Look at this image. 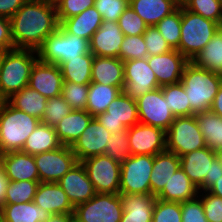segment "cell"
I'll use <instances>...</instances> for the list:
<instances>
[{"mask_svg": "<svg viewBox=\"0 0 222 222\" xmlns=\"http://www.w3.org/2000/svg\"><path fill=\"white\" fill-rule=\"evenodd\" d=\"M179 168L180 158L173 152L165 150L153 156L150 176L151 195L157 196Z\"/></svg>", "mask_w": 222, "mask_h": 222, "instance_id": "cell-26", "label": "cell"}, {"mask_svg": "<svg viewBox=\"0 0 222 222\" xmlns=\"http://www.w3.org/2000/svg\"><path fill=\"white\" fill-rule=\"evenodd\" d=\"M102 21V16L93 6L78 15L64 19L59 26L68 34L90 41L94 32L100 28Z\"/></svg>", "mask_w": 222, "mask_h": 222, "instance_id": "cell-28", "label": "cell"}, {"mask_svg": "<svg viewBox=\"0 0 222 222\" xmlns=\"http://www.w3.org/2000/svg\"><path fill=\"white\" fill-rule=\"evenodd\" d=\"M216 159L222 164V148H218L215 150Z\"/></svg>", "mask_w": 222, "mask_h": 222, "instance_id": "cell-60", "label": "cell"}, {"mask_svg": "<svg viewBox=\"0 0 222 222\" xmlns=\"http://www.w3.org/2000/svg\"><path fill=\"white\" fill-rule=\"evenodd\" d=\"M95 118L112 134L124 131L139 123L136 100L121 92L106 111Z\"/></svg>", "mask_w": 222, "mask_h": 222, "instance_id": "cell-13", "label": "cell"}, {"mask_svg": "<svg viewBox=\"0 0 222 222\" xmlns=\"http://www.w3.org/2000/svg\"><path fill=\"white\" fill-rule=\"evenodd\" d=\"M180 158V167L199 191L210 188L212 162L216 159L215 151L204 147Z\"/></svg>", "mask_w": 222, "mask_h": 222, "instance_id": "cell-15", "label": "cell"}, {"mask_svg": "<svg viewBox=\"0 0 222 222\" xmlns=\"http://www.w3.org/2000/svg\"><path fill=\"white\" fill-rule=\"evenodd\" d=\"M153 156L131 155L121 164L119 194L151 195Z\"/></svg>", "mask_w": 222, "mask_h": 222, "instance_id": "cell-9", "label": "cell"}, {"mask_svg": "<svg viewBox=\"0 0 222 222\" xmlns=\"http://www.w3.org/2000/svg\"><path fill=\"white\" fill-rule=\"evenodd\" d=\"M95 0H54L59 24L67 18L93 7Z\"/></svg>", "mask_w": 222, "mask_h": 222, "instance_id": "cell-48", "label": "cell"}, {"mask_svg": "<svg viewBox=\"0 0 222 222\" xmlns=\"http://www.w3.org/2000/svg\"><path fill=\"white\" fill-rule=\"evenodd\" d=\"M57 183L67 194L74 207L87 202L96 194L93 183L89 180L87 171L81 162H77Z\"/></svg>", "mask_w": 222, "mask_h": 222, "instance_id": "cell-20", "label": "cell"}, {"mask_svg": "<svg viewBox=\"0 0 222 222\" xmlns=\"http://www.w3.org/2000/svg\"><path fill=\"white\" fill-rule=\"evenodd\" d=\"M148 56L164 54L172 50L155 26L147 27L143 33Z\"/></svg>", "mask_w": 222, "mask_h": 222, "instance_id": "cell-50", "label": "cell"}, {"mask_svg": "<svg viewBox=\"0 0 222 222\" xmlns=\"http://www.w3.org/2000/svg\"><path fill=\"white\" fill-rule=\"evenodd\" d=\"M28 86L47 99L60 96L63 87L60 66L38 58L31 69Z\"/></svg>", "mask_w": 222, "mask_h": 222, "instance_id": "cell-18", "label": "cell"}, {"mask_svg": "<svg viewBox=\"0 0 222 222\" xmlns=\"http://www.w3.org/2000/svg\"><path fill=\"white\" fill-rule=\"evenodd\" d=\"M94 117L86 110H72L55 127L58 139L64 146H72Z\"/></svg>", "mask_w": 222, "mask_h": 222, "instance_id": "cell-29", "label": "cell"}, {"mask_svg": "<svg viewBox=\"0 0 222 222\" xmlns=\"http://www.w3.org/2000/svg\"><path fill=\"white\" fill-rule=\"evenodd\" d=\"M222 176V164L217 159L212 162L210 187Z\"/></svg>", "mask_w": 222, "mask_h": 222, "instance_id": "cell-57", "label": "cell"}, {"mask_svg": "<svg viewBox=\"0 0 222 222\" xmlns=\"http://www.w3.org/2000/svg\"><path fill=\"white\" fill-rule=\"evenodd\" d=\"M207 191L222 198V176Z\"/></svg>", "mask_w": 222, "mask_h": 222, "instance_id": "cell-59", "label": "cell"}, {"mask_svg": "<svg viewBox=\"0 0 222 222\" xmlns=\"http://www.w3.org/2000/svg\"><path fill=\"white\" fill-rule=\"evenodd\" d=\"M131 155H151L166 150V132L158 127L137 123L128 128Z\"/></svg>", "mask_w": 222, "mask_h": 222, "instance_id": "cell-16", "label": "cell"}, {"mask_svg": "<svg viewBox=\"0 0 222 222\" xmlns=\"http://www.w3.org/2000/svg\"><path fill=\"white\" fill-rule=\"evenodd\" d=\"M204 147L206 142L195 115L175 117L166 131V150L181 157Z\"/></svg>", "mask_w": 222, "mask_h": 222, "instance_id": "cell-7", "label": "cell"}, {"mask_svg": "<svg viewBox=\"0 0 222 222\" xmlns=\"http://www.w3.org/2000/svg\"><path fill=\"white\" fill-rule=\"evenodd\" d=\"M40 181H10L6 189L5 204L32 202Z\"/></svg>", "mask_w": 222, "mask_h": 222, "instance_id": "cell-40", "label": "cell"}, {"mask_svg": "<svg viewBox=\"0 0 222 222\" xmlns=\"http://www.w3.org/2000/svg\"><path fill=\"white\" fill-rule=\"evenodd\" d=\"M40 182L57 183L77 162L70 146L34 155Z\"/></svg>", "mask_w": 222, "mask_h": 222, "instance_id": "cell-12", "label": "cell"}, {"mask_svg": "<svg viewBox=\"0 0 222 222\" xmlns=\"http://www.w3.org/2000/svg\"><path fill=\"white\" fill-rule=\"evenodd\" d=\"M118 25L125 36L143 35L148 27L130 5L119 17Z\"/></svg>", "mask_w": 222, "mask_h": 222, "instance_id": "cell-47", "label": "cell"}, {"mask_svg": "<svg viewBox=\"0 0 222 222\" xmlns=\"http://www.w3.org/2000/svg\"><path fill=\"white\" fill-rule=\"evenodd\" d=\"M41 120L0 101V153L22 151L28 136Z\"/></svg>", "mask_w": 222, "mask_h": 222, "instance_id": "cell-4", "label": "cell"}, {"mask_svg": "<svg viewBox=\"0 0 222 222\" xmlns=\"http://www.w3.org/2000/svg\"><path fill=\"white\" fill-rule=\"evenodd\" d=\"M122 91L116 86L103 85L101 83L91 82L89 84L88 98L86 111L91 116L104 113L109 104L120 94Z\"/></svg>", "mask_w": 222, "mask_h": 222, "instance_id": "cell-35", "label": "cell"}, {"mask_svg": "<svg viewBox=\"0 0 222 222\" xmlns=\"http://www.w3.org/2000/svg\"><path fill=\"white\" fill-rule=\"evenodd\" d=\"M33 202L51 215L74 213V206L58 183L40 182Z\"/></svg>", "mask_w": 222, "mask_h": 222, "instance_id": "cell-23", "label": "cell"}, {"mask_svg": "<svg viewBox=\"0 0 222 222\" xmlns=\"http://www.w3.org/2000/svg\"><path fill=\"white\" fill-rule=\"evenodd\" d=\"M159 88L157 78L147 62L142 59L124 61V87L122 92L137 99L140 96Z\"/></svg>", "mask_w": 222, "mask_h": 222, "instance_id": "cell-14", "label": "cell"}, {"mask_svg": "<svg viewBox=\"0 0 222 222\" xmlns=\"http://www.w3.org/2000/svg\"><path fill=\"white\" fill-rule=\"evenodd\" d=\"M91 82L116 86L122 91L124 87V61L120 58L94 56Z\"/></svg>", "mask_w": 222, "mask_h": 222, "instance_id": "cell-24", "label": "cell"}, {"mask_svg": "<svg viewBox=\"0 0 222 222\" xmlns=\"http://www.w3.org/2000/svg\"><path fill=\"white\" fill-rule=\"evenodd\" d=\"M14 48L11 38L10 19L0 16V50L8 51Z\"/></svg>", "mask_w": 222, "mask_h": 222, "instance_id": "cell-53", "label": "cell"}, {"mask_svg": "<svg viewBox=\"0 0 222 222\" xmlns=\"http://www.w3.org/2000/svg\"><path fill=\"white\" fill-rule=\"evenodd\" d=\"M93 58L94 55L89 52L63 62L60 65L63 81L90 84Z\"/></svg>", "mask_w": 222, "mask_h": 222, "instance_id": "cell-34", "label": "cell"}, {"mask_svg": "<svg viewBox=\"0 0 222 222\" xmlns=\"http://www.w3.org/2000/svg\"><path fill=\"white\" fill-rule=\"evenodd\" d=\"M96 193L119 194L121 165L105 154L81 161Z\"/></svg>", "mask_w": 222, "mask_h": 222, "instance_id": "cell-10", "label": "cell"}, {"mask_svg": "<svg viewBox=\"0 0 222 222\" xmlns=\"http://www.w3.org/2000/svg\"><path fill=\"white\" fill-rule=\"evenodd\" d=\"M5 51L0 50V67Z\"/></svg>", "mask_w": 222, "mask_h": 222, "instance_id": "cell-61", "label": "cell"}, {"mask_svg": "<svg viewBox=\"0 0 222 222\" xmlns=\"http://www.w3.org/2000/svg\"><path fill=\"white\" fill-rule=\"evenodd\" d=\"M10 181H40L34 156L22 151L1 154V162Z\"/></svg>", "mask_w": 222, "mask_h": 222, "instance_id": "cell-22", "label": "cell"}, {"mask_svg": "<svg viewBox=\"0 0 222 222\" xmlns=\"http://www.w3.org/2000/svg\"><path fill=\"white\" fill-rule=\"evenodd\" d=\"M62 146L55 128L40 122L34 131L28 136L22 148V152L36 155L55 150Z\"/></svg>", "mask_w": 222, "mask_h": 222, "instance_id": "cell-32", "label": "cell"}, {"mask_svg": "<svg viewBox=\"0 0 222 222\" xmlns=\"http://www.w3.org/2000/svg\"><path fill=\"white\" fill-rule=\"evenodd\" d=\"M59 25L54 0H27L10 18L14 48L37 51Z\"/></svg>", "mask_w": 222, "mask_h": 222, "instance_id": "cell-1", "label": "cell"}, {"mask_svg": "<svg viewBox=\"0 0 222 222\" xmlns=\"http://www.w3.org/2000/svg\"><path fill=\"white\" fill-rule=\"evenodd\" d=\"M105 155L120 165L131 156L128 142V128L111 135L106 143Z\"/></svg>", "mask_w": 222, "mask_h": 222, "instance_id": "cell-42", "label": "cell"}, {"mask_svg": "<svg viewBox=\"0 0 222 222\" xmlns=\"http://www.w3.org/2000/svg\"><path fill=\"white\" fill-rule=\"evenodd\" d=\"M131 8L148 27L155 26L179 6L178 0H129Z\"/></svg>", "mask_w": 222, "mask_h": 222, "instance_id": "cell-27", "label": "cell"}, {"mask_svg": "<svg viewBox=\"0 0 222 222\" xmlns=\"http://www.w3.org/2000/svg\"><path fill=\"white\" fill-rule=\"evenodd\" d=\"M161 88L169 109L175 117L195 115L191 110L190 102L181 82L165 85Z\"/></svg>", "mask_w": 222, "mask_h": 222, "instance_id": "cell-38", "label": "cell"}, {"mask_svg": "<svg viewBox=\"0 0 222 222\" xmlns=\"http://www.w3.org/2000/svg\"><path fill=\"white\" fill-rule=\"evenodd\" d=\"M180 4L185 9L222 26V7L218 0H182Z\"/></svg>", "mask_w": 222, "mask_h": 222, "instance_id": "cell-41", "label": "cell"}, {"mask_svg": "<svg viewBox=\"0 0 222 222\" xmlns=\"http://www.w3.org/2000/svg\"><path fill=\"white\" fill-rule=\"evenodd\" d=\"M191 62L222 75V27Z\"/></svg>", "mask_w": 222, "mask_h": 222, "instance_id": "cell-36", "label": "cell"}, {"mask_svg": "<svg viewBox=\"0 0 222 222\" xmlns=\"http://www.w3.org/2000/svg\"><path fill=\"white\" fill-rule=\"evenodd\" d=\"M198 196L203 203L204 214L208 222L222 221V198L208 191H199Z\"/></svg>", "mask_w": 222, "mask_h": 222, "instance_id": "cell-51", "label": "cell"}, {"mask_svg": "<svg viewBox=\"0 0 222 222\" xmlns=\"http://www.w3.org/2000/svg\"><path fill=\"white\" fill-rule=\"evenodd\" d=\"M181 202L156 198L152 222H182Z\"/></svg>", "mask_w": 222, "mask_h": 222, "instance_id": "cell-46", "label": "cell"}, {"mask_svg": "<svg viewBox=\"0 0 222 222\" xmlns=\"http://www.w3.org/2000/svg\"><path fill=\"white\" fill-rule=\"evenodd\" d=\"M124 37L118 22L102 21L89 41V50L94 56L119 58Z\"/></svg>", "mask_w": 222, "mask_h": 222, "instance_id": "cell-21", "label": "cell"}, {"mask_svg": "<svg viewBox=\"0 0 222 222\" xmlns=\"http://www.w3.org/2000/svg\"><path fill=\"white\" fill-rule=\"evenodd\" d=\"M181 212L182 222H208L199 196L195 199L181 202Z\"/></svg>", "mask_w": 222, "mask_h": 222, "instance_id": "cell-52", "label": "cell"}, {"mask_svg": "<svg viewBox=\"0 0 222 222\" xmlns=\"http://www.w3.org/2000/svg\"><path fill=\"white\" fill-rule=\"evenodd\" d=\"M27 0H0V16L11 18Z\"/></svg>", "mask_w": 222, "mask_h": 222, "instance_id": "cell-54", "label": "cell"}, {"mask_svg": "<svg viewBox=\"0 0 222 222\" xmlns=\"http://www.w3.org/2000/svg\"><path fill=\"white\" fill-rule=\"evenodd\" d=\"M181 83L196 114L211 109L215 96L222 83V75L196 66L189 61L184 68Z\"/></svg>", "mask_w": 222, "mask_h": 222, "instance_id": "cell-2", "label": "cell"}, {"mask_svg": "<svg viewBox=\"0 0 222 222\" xmlns=\"http://www.w3.org/2000/svg\"><path fill=\"white\" fill-rule=\"evenodd\" d=\"M47 100L38 91L26 86L14 93L6 101L17 110L42 120Z\"/></svg>", "mask_w": 222, "mask_h": 222, "instance_id": "cell-33", "label": "cell"}, {"mask_svg": "<svg viewBox=\"0 0 222 222\" xmlns=\"http://www.w3.org/2000/svg\"><path fill=\"white\" fill-rule=\"evenodd\" d=\"M112 133L104 128L94 117L84 132L71 146L78 162L96 155L105 154L106 143Z\"/></svg>", "mask_w": 222, "mask_h": 222, "instance_id": "cell-19", "label": "cell"}, {"mask_svg": "<svg viewBox=\"0 0 222 222\" xmlns=\"http://www.w3.org/2000/svg\"><path fill=\"white\" fill-rule=\"evenodd\" d=\"M136 104L139 123L158 127L166 132L175 119L161 87L137 98Z\"/></svg>", "mask_w": 222, "mask_h": 222, "instance_id": "cell-11", "label": "cell"}, {"mask_svg": "<svg viewBox=\"0 0 222 222\" xmlns=\"http://www.w3.org/2000/svg\"><path fill=\"white\" fill-rule=\"evenodd\" d=\"M10 183L3 166L0 164V208L5 204L6 189Z\"/></svg>", "mask_w": 222, "mask_h": 222, "instance_id": "cell-55", "label": "cell"}, {"mask_svg": "<svg viewBox=\"0 0 222 222\" xmlns=\"http://www.w3.org/2000/svg\"><path fill=\"white\" fill-rule=\"evenodd\" d=\"M72 110L71 106L61 95L49 98L46 102L41 122L55 128Z\"/></svg>", "mask_w": 222, "mask_h": 222, "instance_id": "cell-43", "label": "cell"}, {"mask_svg": "<svg viewBox=\"0 0 222 222\" xmlns=\"http://www.w3.org/2000/svg\"><path fill=\"white\" fill-rule=\"evenodd\" d=\"M123 213L120 222H152L156 196L148 194H119Z\"/></svg>", "mask_w": 222, "mask_h": 222, "instance_id": "cell-25", "label": "cell"}, {"mask_svg": "<svg viewBox=\"0 0 222 222\" xmlns=\"http://www.w3.org/2000/svg\"><path fill=\"white\" fill-rule=\"evenodd\" d=\"M148 56L143 35L125 36L119 51L122 61L142 59Z\"/></svg>", "mask_w": 222, "mask_h": 222, "instance_id": "cell-45", "label": "cell"}, {"mask_svg": "<svg viewBox=\"0 0 222 222\" xmlns=\"http://www.w3.org/2000/svg\"><path fill=\"white\" fill-rule=\"evenodd\" d=\"M93 6L99 11L103 21L118 22L129 6V0H95Z\"/></svg>", "mask_w": 222, "mask_h": 222, "instance_id": "cell-49", "label": "cell"}, {"mask_svg": "<svg viewBox=\"0 0 222 222\" xmlns=\"http://www.w3.org/2000/svg\"><path fill=\"white\" fill-rule=\"evenodd\" d=\"M218 1H219L220 5H221V7H222V0H218Z\"/></svg>", "mask_w": 222, "mask_h": 222, "instance_id": "cell-62", "label": "cell"}, {"mask_svg": "<svg viewBox=\"0 0 222 222\" xmlns=\"http://www.w3.org/2000/svg\"><path fill=\"white\" fill-rule=\"evenodd\" d=\"M46 222H75L73 214H53Z\"/></svg>", "mask_w": 222, "mask_h": 222, "instance_id": "cell-58", "label": "cell"}, {"mask_svg": "<svg viewBox=\"0 0 222 222\" xmlns=\"http://www.w3.org/2000/svg\"><path fill=\"white\" fill-rule=\"evenodd\" d=\"M198 194V188L180 167L156 198L163 201L183 202L195 199Z\"/></svg>", "mask_w": 222, "mask_h": 222, "instance_id": "cell-30", "label": "cell"}, {"mask_svg": "<svg viewBox=\"0 0 222 222\" xmlns=\"http://www.w3.org/2000/svg\"><path fill=\"white\" fill-rule=\"evenodd\" d=\"M89 84L63 81L61 96L73 110H85L87 106Z\"/></svg>", "mask_w": 222, "mask_h": 222, "instance_id": "cell-44", "label": "cell"}, {"mask_svg": "<svg viewBox=\"0 0 222 222\" xmlns=\"http://www.w3.org/2000/svg\"><path fill=\"white\" fill-rule=\"evenodd\" d=\"M38 59L32 49L13 48L5 51L0 67V101L28 86L31 69Z\"/></svg>", "mask_w": 222, "mask_h": 222, "instance_id": "cell-3", "label": "cell"}, {"mask_svg": "<svg viewBox=\"0 0 222 222\" xmlns=\"http://www.w3.org/2000/svg\"><path fill=\"white\" fill-rule=\"evenodd\" d=\"M50 213L33 201L18 204H4L0 208L3 222H46Z\"/></svg>", "mask_w": 222, "mask_h": 222, "instance_id": "cell-31", "label": "cell"}, {"mask_svg": "<svg viewBox=\"0 0 222 222\" xmlns=\"http://www.w3.org/2000/svg\"><path fill=\"white\" fill-rule=\"evenodd\" d=\"M123 213L119 194L96 193L74 207L75 222H120Z\"/></svg>", "mask_w": 222, "mask_h": 222, "instance_id": "cell-8", "label": "cell"}, {"mask_svg": "<svg viewBox=\"0 0 222 222\" xmlns=\"http://www.w3.org/2000/svg\"><path fill=\"white\" fill-rule=\"evenodd\" d=\"M195 117L206 142V147L214 151L222 148V117L211 110L198 112Z\"/></svg>", "mask_w": 222, "mask_h": 222, "instance_id": "cell-37", "label": "cell"}, {"mask_svg": "<svg viewBox=\"0 0 222 222\" xmlns=\"http://www.w3.org/2000/svg\"><path fill=\"white\" fill-rule=\"evenodd\" d=\"M221 27L217 22L205 19L181 5V37L177 50L192 61Z\"/></svg>", "mask_w": 222, "mask_h": 222, "instance_id": "cell-5", "label": "cell"}, {"mask_svg": "<svg viewBox=\"0 0 222 222\" xmlns=\"http://www.w3.org/2000/svg\"><path fill=\"white\" fill-rule=\"evenodd\" d=\"M155 27L168 42L169 46L177 50L181 37V4L174 12L157 23Z\"/></svg>", "mask_w": 222, "mask_h": 222, "instance_id": "cell-39", "label": "cell"}, {"mask_svg": "<svg viewBox=\"0 0 222 222\" xmlns=\"http://www.w3.org/2000/svg\"><path fill=\"white\" fill-rule=\"evenodd\" d=\"M210 110L216 115L222 117V83L220 85L218 93L215 96L214 102Z\"/></svg>", "mask_w": 222, "mask_h": 222, "instance_id": "cell-56", "label": "cell"}, {"mask_svg": "<svg viewBox=\"0 0 222 222\" xmlns=\"http://www.w3.org/2000/svg\"><path fill=\"white\" fill-rule=\"evenodd\" d=\"M147 62L156 75L159 87L181 82L185 66L189 60L178 50L147 56Z\"/></svg>", "mask_w": 222, "mask_h": 222, "instance_id": "cell-17", "label": "cell"}, {"mask_svg": "<svg viewBox=\"0 0 222 222\" xmlns=\"http://www.w3.org/2000/svg\"><path fill=\"white\" fill-rule=\"evenodd\" d=\"M37 52L41 61L60 66L68 59H74L89 53V41L76 35L68 34L59 26L54 33L45 39Z\"/></svg>", "mask_w": 222, "mask_h": 222, "instance_id": "cell-6", "label": "cell"}]
</instances>
